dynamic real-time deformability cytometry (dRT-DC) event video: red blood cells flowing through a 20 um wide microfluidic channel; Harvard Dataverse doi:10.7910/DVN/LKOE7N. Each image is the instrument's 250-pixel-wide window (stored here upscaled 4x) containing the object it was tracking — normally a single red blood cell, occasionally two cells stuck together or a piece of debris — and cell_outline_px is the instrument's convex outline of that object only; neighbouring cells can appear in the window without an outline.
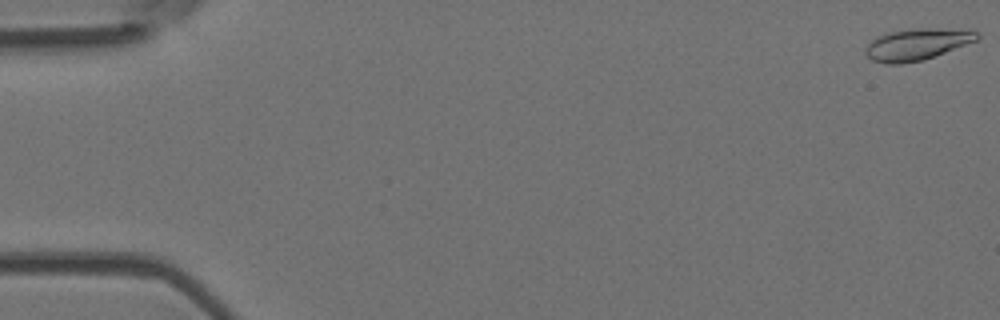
{"species": "Egyptian fruit bat (a non-hibernating species)", "species_latin": "Rousettus aegyptiacus", "temperature_condition": "room temperature", "stored_images_in_passage": 51, "camera_frame_rate_fps": 3000, "um_per_image_px": 0.085, "animal": {"sex": "female"}, "frame": {"image": 1, "passage_image": 1, "time_ms": 0.0, "image_size_px": [1000, 320], "cell_outline_px": [[980, 36], [976, 40], [924, 60], [900, 64], [888, 64], [872, 60], [864, 52], [864, 48], [876, 36], [888, 32], [912, 28], [968, 28], [980, 32]], "centroid_in_image_um": [77.97, 3.74], "position_along_channel_um": 7.0, "area_um2": 20.87}}
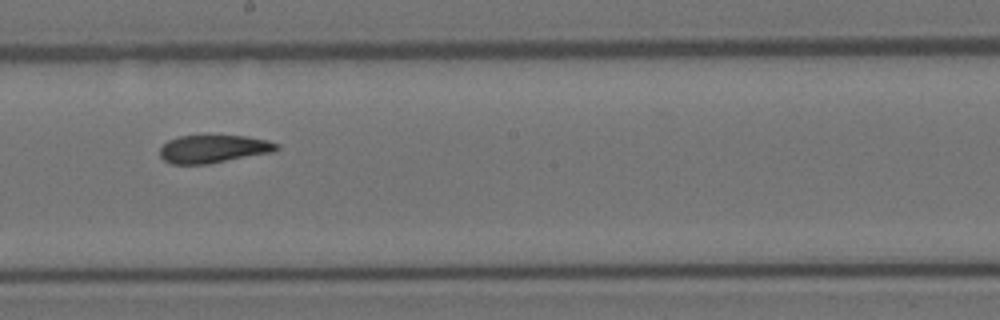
{"frame": {"image": 2, "passage_image": 29, "time_ms": 9.333, "image_size_px": [1000, 320], "cell_outline_px": [[280, 148], [276, 152], [208, 164], [172, 164], [164, 160], [160, 156], [160, 148], [168, 140], [180, 136], [248, 136], [268, 140], [280, 144]], "centroid_in_image_um": [18.21, 12.66], "position_along_channel_um": 230.0, "area_um2": 19.19}}
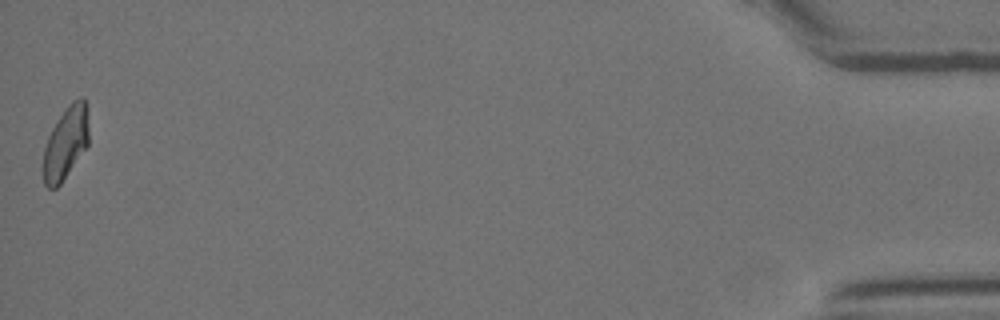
{"frame": {"image": 3, "passage_image": 51, "time_ms": 16.667, "image_size_px": [1000, 320], "cell_outline_px": [[88, 144], [60, 184], [56, 188], [48, 188], [44, 184], [44, 148], [48, 136], [52, 128], [68, 104], [72, 100], [80, 96], [84, 96], [88, 108]], "centroid_in_image_um": [5.61, 12.08], "position_along_channel_um": 429.6, "area_um2": 19.13}, "authors_computed_cell_mechanics": {"area_um2": 19.941, "velocity_mm_per_s": 4.0146, "shape_relaxation_time_tau1_ms": 5.3036, "shape_relaxation_time_tau2_ms": 1.7244, "deformation_change_tau1": 0.1642, "deformation_change_tau2": 0.0893}}